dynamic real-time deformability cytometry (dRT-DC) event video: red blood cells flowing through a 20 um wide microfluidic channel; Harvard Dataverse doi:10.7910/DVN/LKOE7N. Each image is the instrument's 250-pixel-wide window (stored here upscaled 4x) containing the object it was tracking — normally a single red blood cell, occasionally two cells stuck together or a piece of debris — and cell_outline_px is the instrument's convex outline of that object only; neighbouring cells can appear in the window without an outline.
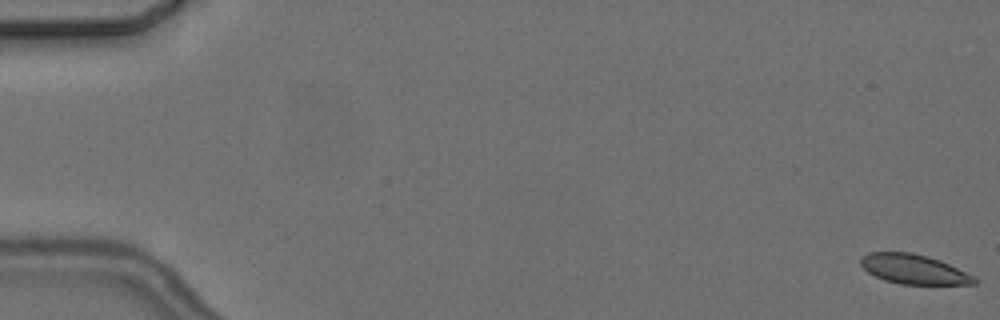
{"species": "common noctule bat (a hibernating species)", "species_latin": "Nyctalus noctula", "temperature_condition": "cold", "stored_images_in_passage": 6, "segment_of_instrument_passage": [1, 2], "camera_frame_rate_fps": 3000, "um_per_image_px": 0.085, "animal": {"sex": "female", "body_mass_g": 24.6, "forearm_length_mm": 56.2}, "frame": {"image": 1, "passage_image": 1, "time_ms": 0.0, "image_size_px": [1000, 320], "cell_outline_px": [[980, 280], [976, 284], [900, 284], [884, 280], [868, 272], [860, 264], [860, 256], [868, 252], [912, 252], [928, 256], [940, 260], [976, 276]], "centroid_in_image_um": [77.69, 22.88], "position_along_channel_um": 7.3, "area_um2": 19.83}}
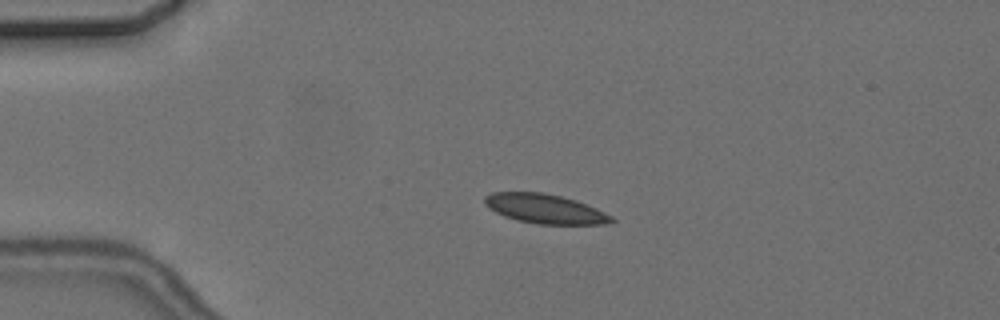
{"frame": {"image": 2, "passage_image": 4, "time_ms": 4.333, "image_size_px": [1000, 320], "cell_outline_px": [[616, 220], [608, 224], [540, 224], [516, 220], [504, 216], [488, 208], [484, 204], [484, 196], [492, 192], [540, 192], [560, 196], [576, 200], [596, 208], [612, 216]], "centroid_in_image_um": [46.31, 17.75], "position_along_channel_um": 38.7, "area_um2": 21.73}}